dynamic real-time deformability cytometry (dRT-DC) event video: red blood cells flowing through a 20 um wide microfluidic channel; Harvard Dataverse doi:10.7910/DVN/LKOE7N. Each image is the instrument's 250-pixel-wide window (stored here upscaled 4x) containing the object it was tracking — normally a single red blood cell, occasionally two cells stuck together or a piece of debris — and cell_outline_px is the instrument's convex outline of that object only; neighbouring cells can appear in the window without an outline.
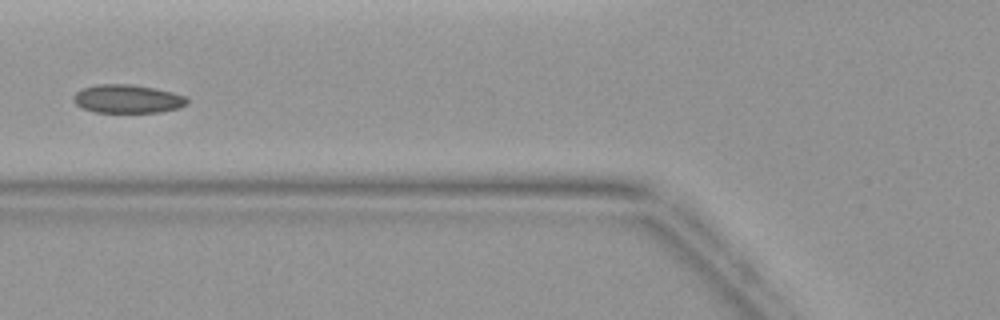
{"species": "common noctule bat (a hibernating species)", "species_latin": "Nyctalus noctula", "temperature_condition": "warm", "stored_images_in_passage": 5, "camera_frame_rate_fps": 3000, "um_per_image_px": 0.085, "animal": {"sex": "female", "body_mass_g": 19.9}, "frame": {"image": 1, "passage_image": 5, "time_ms": 4.667, "image_size_px": [1000, 320], "cell_outline_px": [[188, 104], [180, 108], [160, 112], [96, 112], [84, 108], [76, 104], [72, 100], [72, 96], [76, 92], [84, 88], [100, 84], [132, 84], [172, 92], [184, 96], [188, 100]], "centroid_in_image_um": [10.85, 8.41], "position_along_channel_um": 115.0, "area_um2": 18.73}}